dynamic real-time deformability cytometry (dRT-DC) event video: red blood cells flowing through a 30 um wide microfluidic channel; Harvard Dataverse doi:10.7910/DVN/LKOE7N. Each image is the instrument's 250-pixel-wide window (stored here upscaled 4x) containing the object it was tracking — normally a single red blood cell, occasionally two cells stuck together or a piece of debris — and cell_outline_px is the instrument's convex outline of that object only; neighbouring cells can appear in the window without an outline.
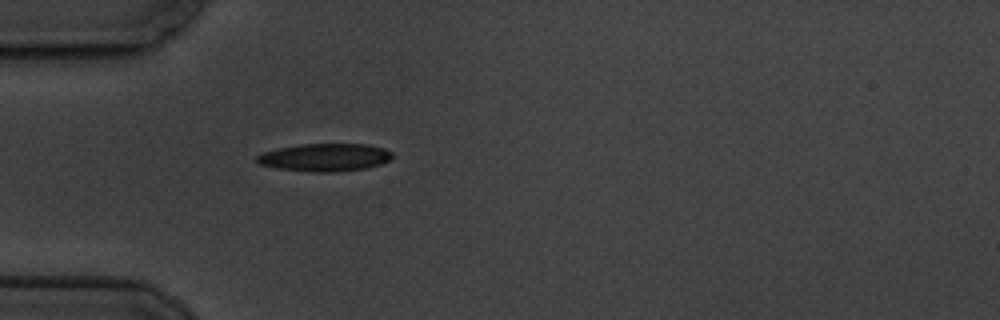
{"species": "common noctule bat (a hibernating species)", "species_latin": "Nyctalus noctula", "temperature_condition": "cold", "stored_images_in_passage": 1, "camera_frame_rate_fps": 3000, "um_per_image_px": 0.085, "animal": {"sex": "male", "body_mass_g": 19.5, "forearm_length_mm": 54.6}, "frame": {"image": 1, "passage_image": 1, "time_ms": 0.0, "image_size_px": [1000, 320], "cell_outline_px": [[392, 156], [388, 160], [380, 164], [368, 168], [332, 172], [312, 172], [280, 168], [260, 164], [256, 160], [256, 156], [260, 152], [276, 148], [300, 144], [368, 144], [384, 148], [392, 152]], "centroid_in_image_um": [27.6, 13.36], "position_along_channel_um": 57.4, "area_um2": 21.96}}